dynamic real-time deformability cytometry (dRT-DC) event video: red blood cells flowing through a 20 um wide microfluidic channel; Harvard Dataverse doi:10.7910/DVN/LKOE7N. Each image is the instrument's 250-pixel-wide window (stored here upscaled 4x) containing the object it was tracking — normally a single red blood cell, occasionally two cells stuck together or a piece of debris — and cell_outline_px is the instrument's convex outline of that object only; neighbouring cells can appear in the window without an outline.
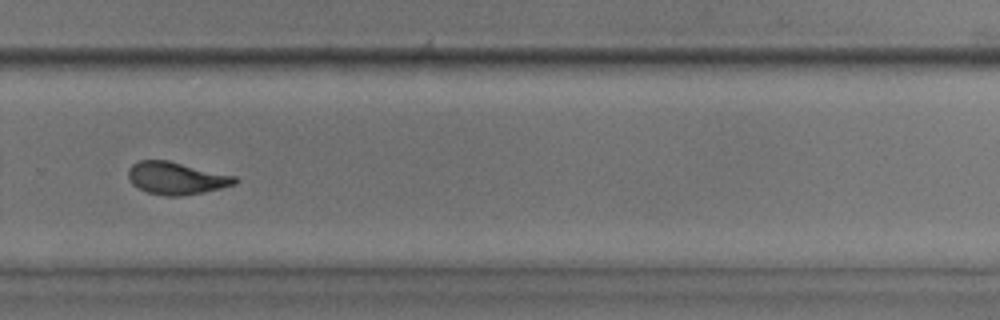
{"species": "common noctule bat (a hibernating species)", "species_latin": "Nyctalus noctula", "temperature_condition": "room temperature", "stored_images_in_passage": 52, "camera_frame_rate_fps": 3000, "um_per_image_px": 0.085, "animal": {"sex": "male", "body_mass_g": 17.9, "forearm_length_mm": 54.2}, "frame": {"image": 1, "passage_image": 37, "time_ms": 12.0, "image_size_px": [1000, 320], "cell_outline_px": [[240, 180], [236, 184], [220, 188], [180, 196], [164, 196], [148, 192], [132, 184], [128, 176], [128, 168], [132, 164], [140, 160], [168, 160], [236, 176]], "centroid_in_image_um": [14.99, 15.13], "position_along_channel_um": 314.8, "area_um2": 20.06}}
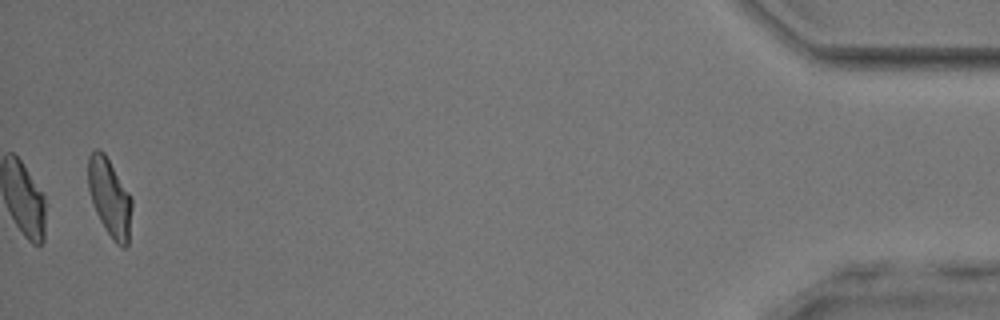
{"frame": {"image": 2, "passage_image": 52, "time_ms": 17.0, "image_size_px": [1000, 320], "cell_outline_px": [[132, 208], [128, 244], [124, 248], [120, 248], [116, 244], [100, 220], [96, 212], [88, 188], [88, 156], [96, 148], [100, 148], [104, 152], [128, 192], [132, 200]], "centroid_in_image_um": [9.32, 16.79], "position_along_channel_um": 425.9, "area_um2": 19.65}, "authors_computed_cell_mechanics": {"area_um2": 20.6924, "velocity_mm_per_s": 3.9215, "shape_relaxation_time_tau1_ms": 7.4637, "shape_relaxation_time_tau2_ms": 1.3598, "deformation_change_tau1": 0.1931, "deformation_change_tau2": 0.0827}}